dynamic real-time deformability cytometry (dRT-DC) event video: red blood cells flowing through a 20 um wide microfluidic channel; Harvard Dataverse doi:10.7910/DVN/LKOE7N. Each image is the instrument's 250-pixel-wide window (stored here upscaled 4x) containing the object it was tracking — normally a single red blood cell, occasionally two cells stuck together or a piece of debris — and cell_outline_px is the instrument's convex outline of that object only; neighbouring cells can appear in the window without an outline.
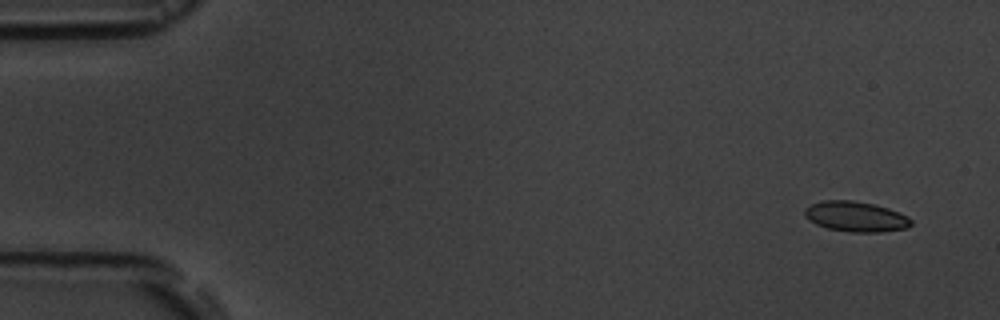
{"species": "common noctule bat (a hibernating species)", "species_latin": "Nyctalus noctula", "temperature_condition": "room temperature", "stored_images_in_passage": 4, "camera_frame_rate_fps": 3000, "um_per_image_px": 0.085, "animal": {"sex": "male", "body_mass_g": 19.5, "forearm_length_mm": 54.6}, "frame": {"image": 1, "passage_image": 1, "time_ms": 0.0, "image_size_px": [1000, 320], "cell_outline_px": [[912, 224], [908, 228], [880, 232], [852, 232], [828, 228], [816, 224], [808, 220], [804, 216], [804, 208], [812, 204], [824, 200], [852, 200], [872, 204], [888, 208], [908, 216], [912, 220]], "centroid_in_image_um": [72.74, 18.41], "position_along_channel_um": 12.3, "area_um2": 18.79}}